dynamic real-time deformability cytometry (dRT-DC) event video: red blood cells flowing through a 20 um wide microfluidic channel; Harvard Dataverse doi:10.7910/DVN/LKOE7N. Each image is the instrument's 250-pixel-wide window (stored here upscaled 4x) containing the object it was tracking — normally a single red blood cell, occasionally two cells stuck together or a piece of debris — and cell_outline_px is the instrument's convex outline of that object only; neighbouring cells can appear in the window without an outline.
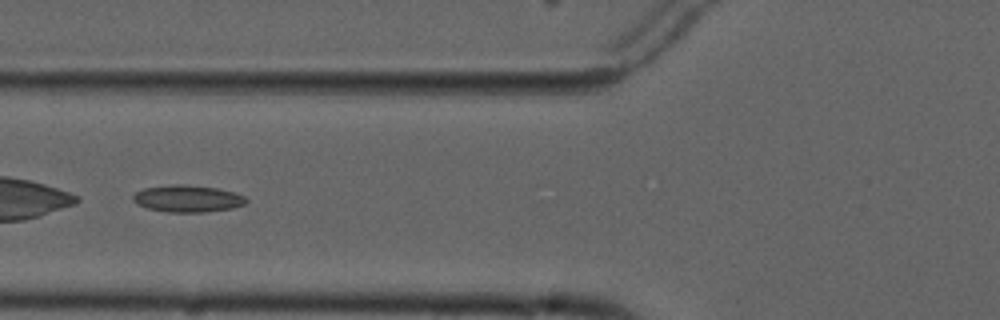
{"species": "common noctule bat (a hibernating species)", "species_latin": "Nyctalus noctula", "temperature_condition": "cold", "stored_images_in_passage": 4, "camera_frame_rate_fps": 3000, "um_per_image_px": 0.085, "animal": {"sex": "male", "forearm_length_mm": 52.5}, "frame": {"image": 1, "passage_image": 4, "time_ms": 3.667, "image_size_px": [1000, 320], "cell_outline_px": [[248, 200], [244, 204], [232, 208], [204, 212], [168, 212], [148, 208], [136, 204], [132, 200], [132, 196], [136, 192], [144, 188], [172, 184], [184, 184], [216, 188], [232, 192], [244, 196]], "centroid_in_image_um": [15.91, 16.88], "position_along_channel_um": 109.9, "area_um2": 17.69}}